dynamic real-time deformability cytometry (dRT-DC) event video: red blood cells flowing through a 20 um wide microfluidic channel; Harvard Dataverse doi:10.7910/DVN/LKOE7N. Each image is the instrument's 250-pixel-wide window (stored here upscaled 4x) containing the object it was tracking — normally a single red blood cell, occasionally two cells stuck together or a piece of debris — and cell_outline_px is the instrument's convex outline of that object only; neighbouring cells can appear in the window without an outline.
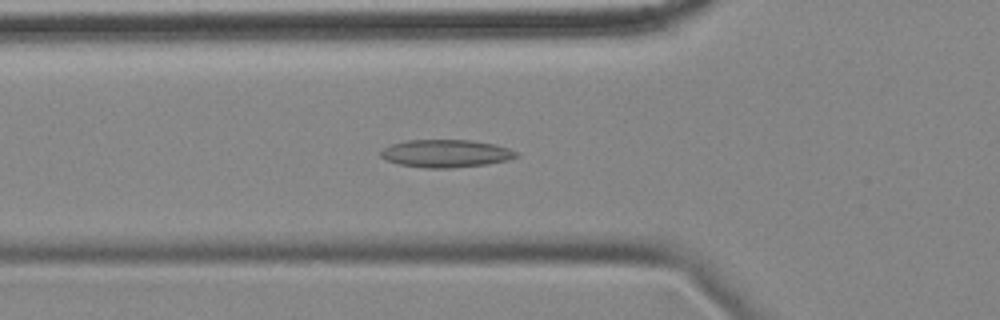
{"species": "common noctule bat (a hibernating species)", "species_latin": "Nyctalus noctula", "temperature_condition": "cold", "stored_images_in_passage": 56, "camera_frame_rate_fps": 3000, "um_per_image_px": 0.085, "animal": {"sex": "female", "body_mass_g": 18.4}, "frame": {"image": 1, "passage_image": 18, "time_ms": 5.667, "image_size_px": [1000, 320], "cell_outline_px": [[520, 156], [508, 160], [488, 164], [452, 168], [424, 168], [400, 164], [388, 160], [380, 156], [380, 152], [384, 148], [392, 144], [408, 140], [468, 140], [492, 144], [508, 148], [520, 152]], "centroid_in_image_um": [37.94, 13.05], "position_along_channel_um": 87.9, "area_um2": 21.85}}
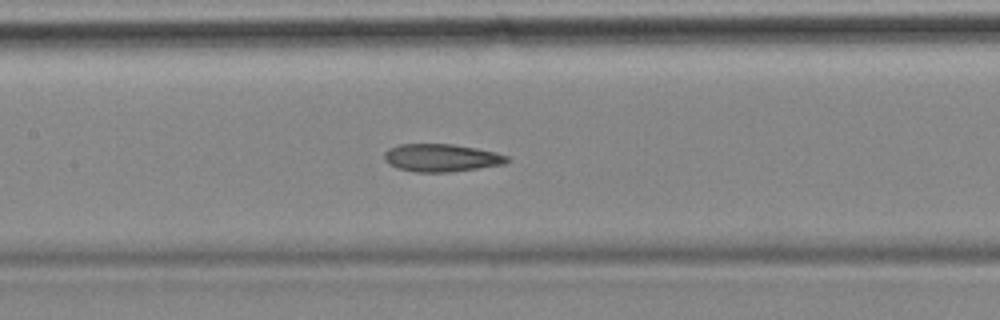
{"frame": {"image": 2, "passage_image": 25, "time_ms": 8.0, "image_size_px": [1000, 320], "cell_outline_px": [[512, 160], [504, 164], [448, 172], [416, 172], [396, 168], [388, 164], [384, 160], [384, 152], [388, 148], [400, 144], [452, 144], [476, 148], [496, 152], [508, 156]], "centroid_in_image_um": [37.49, 13.41], "position_along_channel_um": 169.9, "area_um2": 19.94}}
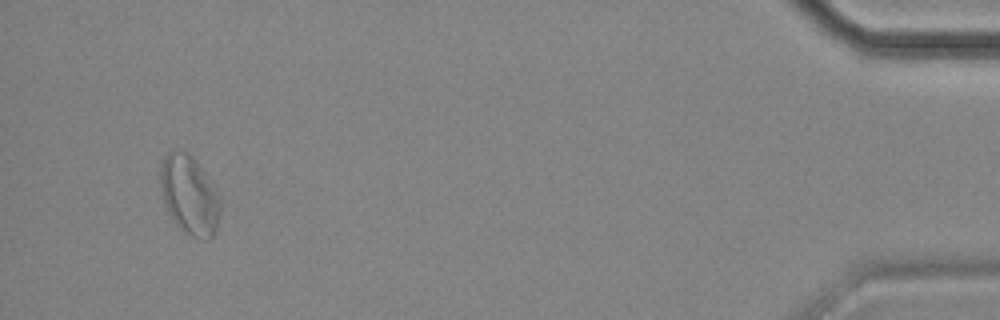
{"frame": {"image": 3, "passage_image": 53, "time_ms": 17.333, "image_size_px": [1000, 320], "cell_outline_px": [[220, 212], [216, 232], [208, 240], [200, 240], [192, 236], [180, 228], [172, 220], [164, 204], [160, 184], [160, 168], [164, 156], [168, 152], [188, 152], [200, 164], [220, 204]], "centroid_in_image_um": [16.07, 16.62], "position_along_channel_um": 419.1, "area_um2": 27.22}, "authors_computed_cell_mechanics": {"area_um2": 21.7617, "velocity_mm_per_s": 3.4967, "shape_relaxation_time_tau1_ms": null, "shape_relaxation_time_tau2_ms": 3.9075, "deformation_change_tau1": null, "deformation_change_tau2": 0.1176}}